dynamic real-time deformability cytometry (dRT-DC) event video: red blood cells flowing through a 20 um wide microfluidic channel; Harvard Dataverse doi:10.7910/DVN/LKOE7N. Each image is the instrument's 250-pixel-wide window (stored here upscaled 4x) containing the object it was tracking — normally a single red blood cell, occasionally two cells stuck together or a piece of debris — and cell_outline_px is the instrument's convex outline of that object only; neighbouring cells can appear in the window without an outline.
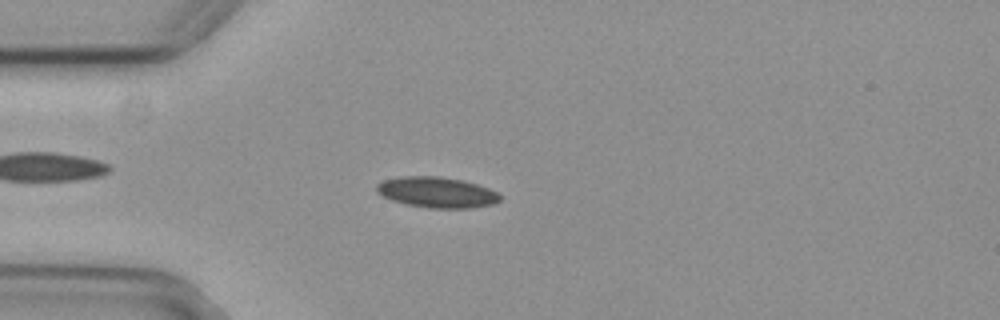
{"species": "common noctule bat (a hibernating species)", "species_latin": "Nyctalus noctula", "temperature_condition": "cold", "stored_images_in_passage": 54, "camera_frame_rate_fps": 3000, "um_per_image_px": 0.085, "animal": {"sex": "female", "body_mass_g": 29.2, "forearm_length_mm": 56.3}, "frame": {"image": 1, "passage_image": 14, "time_ms": 4.333, "image_size_px": [1000, 320], "cell_outline_px": [[500, 200], [492, 204], [472, 208], [428, 208], [408, 204], [392, 200], [376, 192], [376, 184], [384, 180], [404, 176], [440, 176], [464, 180], [488, 188], [496, 192], [500, 196]], "centroid_in_image_um": [37.13, 16.34], "position_along_channel_um": 47.9, "area_um2": 21.96}}
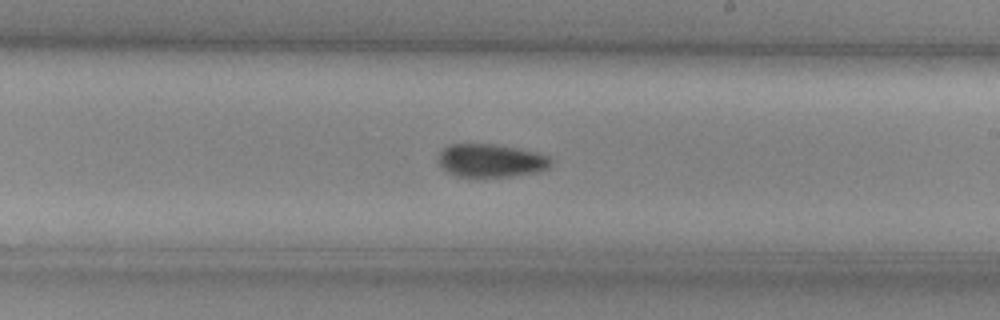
{"frame": {"image": 2, "passage_image": 31, "time_ms": 10.0, "image_size_px": [1000, 320], "cell_outline_px": [[552, 164], [548, 168], [540, 172], [512, 176], [456, 176], [448, 172], [440, 164], [440, 152], [448, 144], [492, 144], [536, 152], [548, 156], [552, 160]], "centroid_in_image_um": [41.77, 13.65], "position_along_channel_um": 247.2, "area_um2": 21.5}}
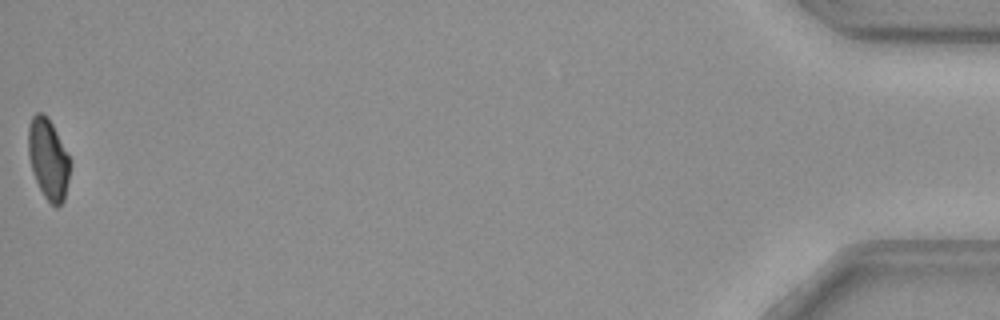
{"frame": {"image": 3, "passage_image": 54, "time_ms": 17.667, "image_size_px": [1000, 320], "cell_outline_px": [[72, 160], [64, 200], [56, 208], [44, 196], [32, 172], [28, 156], [28, 128], [32, 116], [36, 112], [40, 112], [52, 124]], "centroid_in_image_um": [4.11, 13.53], "position_along_channel_um": 431.1, "area_um2": 19.59}, "authors_computed_cell_mechanics": {"area_um2": 21.2126, "velocity_mm_per_s": 3.7777, "shape_relaxation_time_tau1_ms": 7.1514, "shape_relaxation_time_tau2_ms": null, "deformation_change_tau1": 0.127, "deformation_change_tau2": null}}